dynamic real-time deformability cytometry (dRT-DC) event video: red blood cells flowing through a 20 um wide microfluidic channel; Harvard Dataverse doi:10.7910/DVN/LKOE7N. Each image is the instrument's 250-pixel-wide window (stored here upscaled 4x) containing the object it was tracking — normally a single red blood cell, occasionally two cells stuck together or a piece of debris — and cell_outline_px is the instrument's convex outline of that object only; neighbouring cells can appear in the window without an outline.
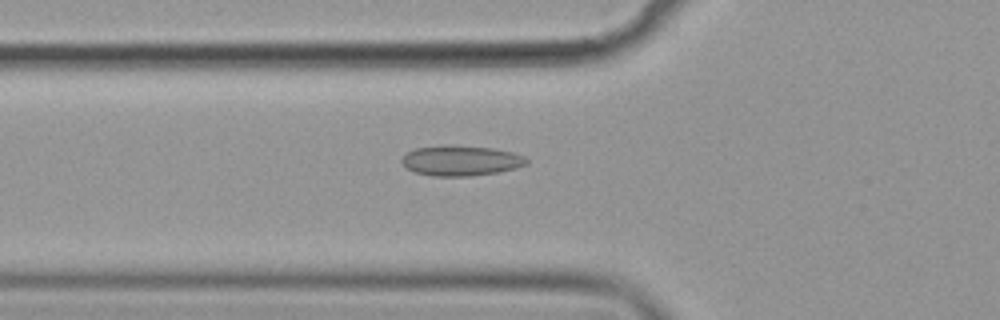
{"species": "common noctule bat (a hibernating species)", "species_latin": "Nyctalus noctula", "temperature_condition": "cold", "stored_images_in_passage": 47, "camera_frame_rate_fps": 3000, "um_per_image_px": 0.085, "animal": {"sex": "female", "body_mass_g": 19.9}, "frame": {"image": 1, "passage_image": 11, "time_ms": 3.333, "image_size_px": [1000, 320], "cell_outline_px": [[528, 164], [516, 168], [500, 172], [468, 176], [432, 176], [412, 172], [404, 168], [400, 160], [408, 152], [416, 148], [444, 144], [492, 148], [512, 152], [524, 156], [528, 160]], "centroid_in_image_um": [39.14, 13.65], "position_along_channel_um": 86.7, "area_um2": 22.31}}
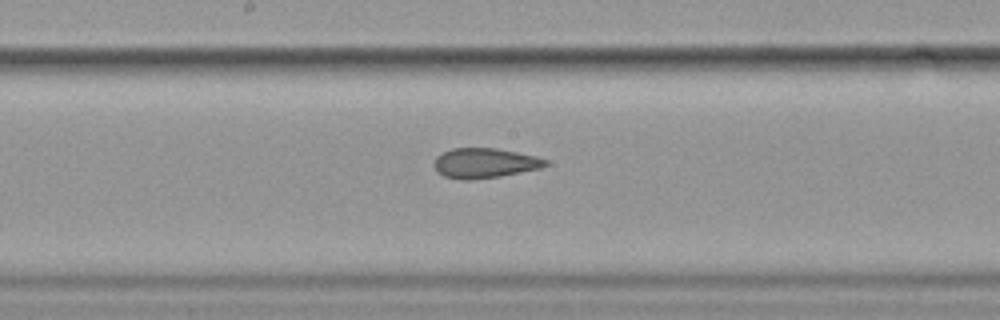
{"frame": {"image": 2, "passage_image": 21, "time_ms": 6.667, "image_size_px": [1000, 320], "cell_outline_px": [[548, 164], [540, 168], [500, 176], [468, 180], [460, 180], [444, 176], [436, 172], [432, 164], [432, 160], [436, 156], [452, 148], [496, 148], [536, 156], [548, 160]], "centroid_in_image_um": [41.13, 13.86], "position_along_channel_um": 207.1, "area_um2": 19.54}}
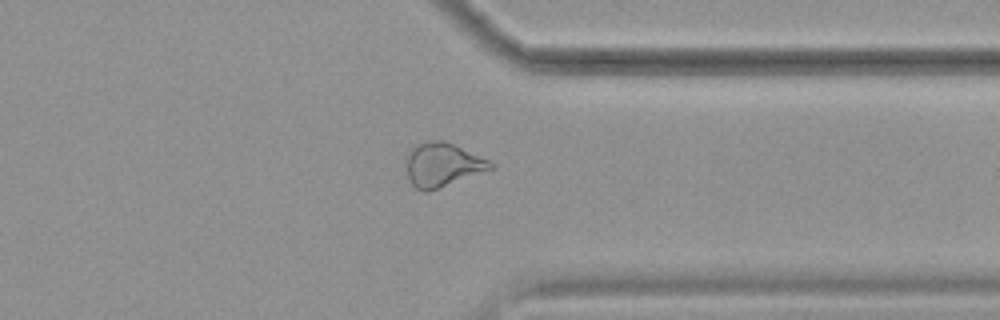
{"frame": {"image": 3, "passage_image": 35, "time_ms": 11.333, "image_size_px": [1000, 320], "cell_outline_px": [[496, 168], [428, 192], [424, 192], [416, 188], [412, 184], [408, 176], [408, 152], [416, 144], [436, 140], [444, 140], [488, 160], [496, 164]], "centroid_in_image_um": [37.65, 14.02], "position_along_channel_um": 373.7, "area_um2": 21.33}, "authors_computed_cell_mechanics": {"area_um2": 21.3282, "velocity_mm_per_s": 3.6055, "shape_relaxation_time_tau1_ms": null, "shape_relaxation_time_tau2_ms": 2.6566, "deformation_change_tau1": null, "deformation_change_tau2": 0.1017}}